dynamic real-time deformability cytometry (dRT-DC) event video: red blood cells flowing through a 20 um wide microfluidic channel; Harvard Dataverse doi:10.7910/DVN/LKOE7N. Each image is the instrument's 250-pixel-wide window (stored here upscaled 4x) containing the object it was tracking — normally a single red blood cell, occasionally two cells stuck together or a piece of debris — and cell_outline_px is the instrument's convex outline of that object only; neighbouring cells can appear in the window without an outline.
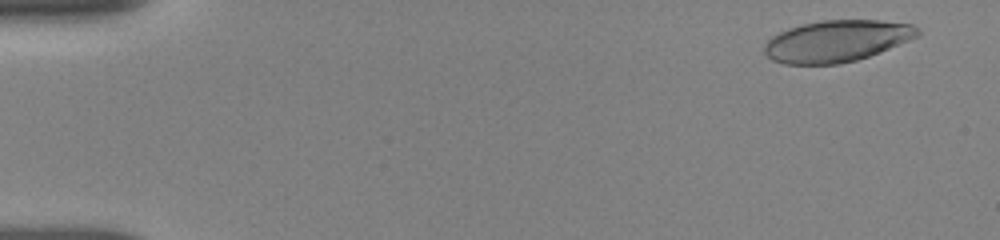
{"species": "human", "species_latin": "Homo sapiens", "temperature_condition": "room temperature", "stored_images_in_passage": 36, "camera_frame_rate_fps": 3000, "um_per_image_px": 0.085, "donor": {"sex": "female"}, "frame": {"image": 1, "passage_image": 4, "time_ms": 0.667, "image_size_px": [1000, 240], "cell_outline_px": [[920, 32], [916, 36], [908, 40], [868, 56], [856, 60], [840, 64], [784, 64], [772, 60], [764, 52], [764, 44], [772, 36], [780, 32], [804, 24], [824, 20], [880, 20], [912, 24]], "centroid_in_image_um": [71.09, 3.49], "position_along_channel_um": 13.9, "area_um2": 36.65}}
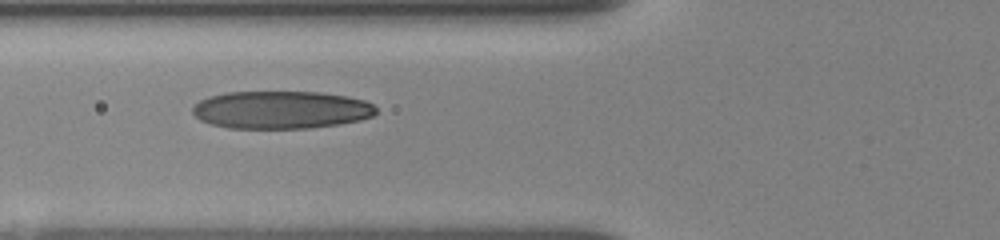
{"frame": {"image": 2, "passage_image": 27, "time_ms": 6.333, "image_size_px": [1000, 240], "cell_outline_px": [[376, 112], [372, 116], [360, 120], [336, 124], [308, 128], [228, 128], [212, 124], [200, 120], [192, 112], [192, 108], [200, 100], [212, 96], [228, 92], [320, 92], [344, 96], [364, 100], [372, 104], [376, 108]], "centroid_in_image_um": [23.88, 9.33], "position_along_channel_um": 101.9, "area_um2": 40.06}}
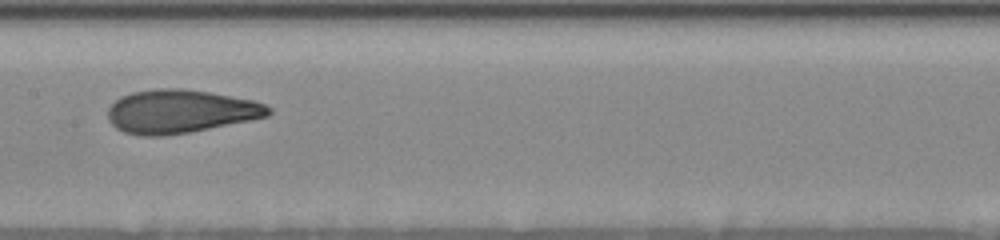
{"frame": {"image": 3, "passage_image": 35, "time_ms": 8.667, "image_size_px": [1000, 240], "cell_outline_px": [[272, 112], [268, 116], [188, 132], [164, 136], [140, 136], [124, 132], [116, 128], [108, 120], [108, 108], [120, 96], [132, 92], [156, 88], [180, 88], [208, 92], [252, 100], [264, 104], [272, 108]], "centroid_in_image_um": [15.28, 9.47], "position_along_channel_um": 192.1, "area_um2": 40.4}}